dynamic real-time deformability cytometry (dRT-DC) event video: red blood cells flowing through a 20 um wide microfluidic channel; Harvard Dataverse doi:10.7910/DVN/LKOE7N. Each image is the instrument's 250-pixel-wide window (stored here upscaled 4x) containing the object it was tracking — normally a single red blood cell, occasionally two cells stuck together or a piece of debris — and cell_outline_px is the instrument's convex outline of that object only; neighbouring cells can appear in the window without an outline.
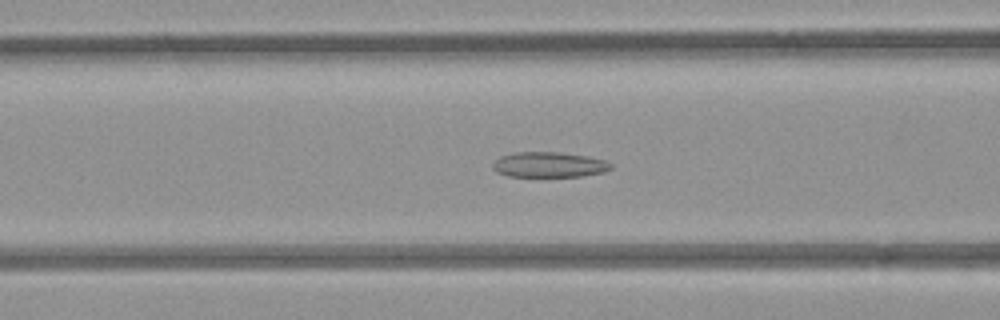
{"species": "common noctule bat (a hibernating species)", "species_latin": "Nyctalus noctula", "temperature_condition": "room temperature", "stored_images_in_passage": 52, "camera_frame_rate_fps": 3000, "um_per_image_px": 0.085, "animal": {"sex": "female", "body_mass_g": 21.9}, "frame": {"image": 1, "passage_image": 20, "time_ms": 6.333, "image_size_px": [1000, 320], "cell_outline_px": [[612, 168], [604, 172], [580, 176], [508, 176], [496, 172], [492, 168], [492, 164], [500, 156], [512, 152], [560, 152], [588, 156], [604, 160], [612, 164]], "centroid_in_image_um": [46.65, 13.99], "position_along_channel_um": 120.0, "area_um2": 17.46}}
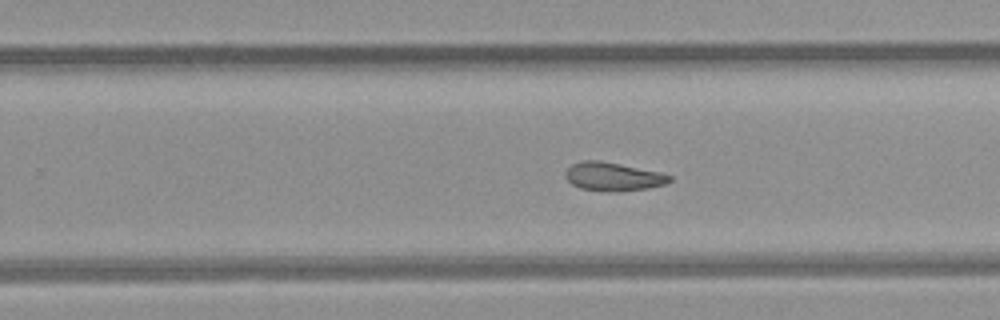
{"frame": {"image": 2, "passage_image": 32, "time_ms": 10.333, "image_size_px": [1000, 320], "cell_outline_px": [[672, 180], [664, 184], [648, 188], [620, 192], [600, 192], [580, 188], [572, 184], [564, 176], [564, 172], [572, 164], [584, 160], [596, 160], [620, 164], [660, 172], [672, 176]], "centroid_in_image_um": [52.09, 15.03], "position_along_channel_um": 277.7, "area_um2": 17.46}}
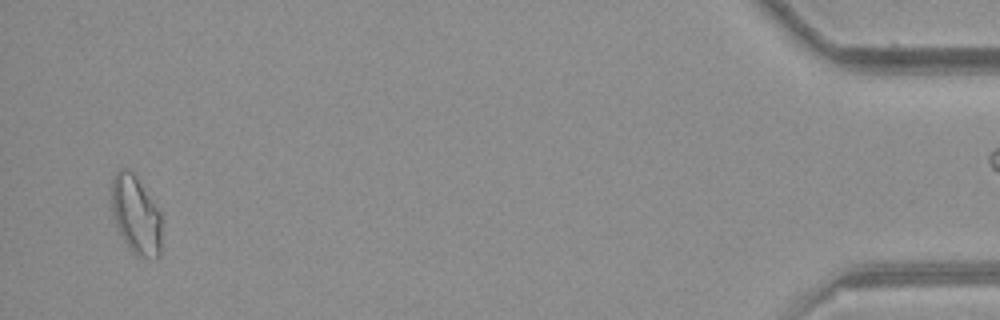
{"frame": {"image": 3, "passage_image": 50, "time_ms": 16.333, "image_size_px": [1000, 320], "cell_outline_px": [[160, 256], [156, 260], [136, 256], [128, 248], [112, 216], [112, 176], [120, 168], [132, 168], [160, 212]], "centroid_in_image_um": [11.54, 18.25], "position_along_channel_um": 423.7, "area_um2": 23.18}}